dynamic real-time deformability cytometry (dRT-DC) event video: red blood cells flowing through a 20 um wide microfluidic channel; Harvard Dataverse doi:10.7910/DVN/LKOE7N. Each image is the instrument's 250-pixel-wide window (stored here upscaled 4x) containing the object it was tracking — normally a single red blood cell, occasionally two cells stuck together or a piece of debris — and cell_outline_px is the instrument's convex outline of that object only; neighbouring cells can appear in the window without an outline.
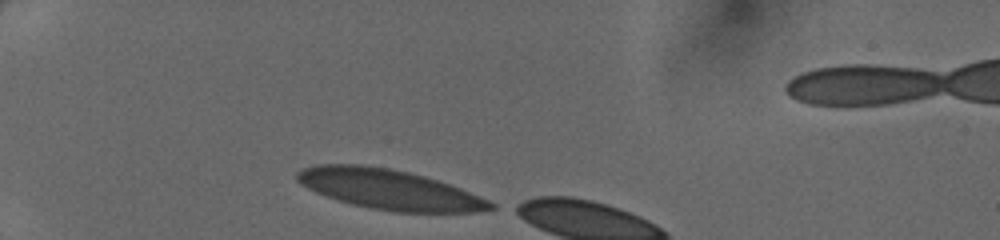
{"species": "human", "species_latin": "Homo sapiens", "temperature_condition": "cold", "stored_images_in_passage": 6, "camera_frame_rate_fps": 3000, "um_per_image_px": 0.085, "donor": {"sex": "female"}, "frame": {"image": 1, "passage_image": 1, "time_ms": 0.0, "image_size_px": [1000, 240], "cell_outline_px": [[496, 208], [476, 212], [396, 212], [372, 208], [352, 204], [324, 196], [300, 184], [296, 180], [296, 172], [304, 168], [316, 164], [360, 164], [388, 168], [408, 172], [424, 176], [460, 188], [488, 200], [496, 204]], "centroid_in_image_um": [33.05, 16.1], "position_along_channel_um": 52.0, "area_um2": 44.85}}